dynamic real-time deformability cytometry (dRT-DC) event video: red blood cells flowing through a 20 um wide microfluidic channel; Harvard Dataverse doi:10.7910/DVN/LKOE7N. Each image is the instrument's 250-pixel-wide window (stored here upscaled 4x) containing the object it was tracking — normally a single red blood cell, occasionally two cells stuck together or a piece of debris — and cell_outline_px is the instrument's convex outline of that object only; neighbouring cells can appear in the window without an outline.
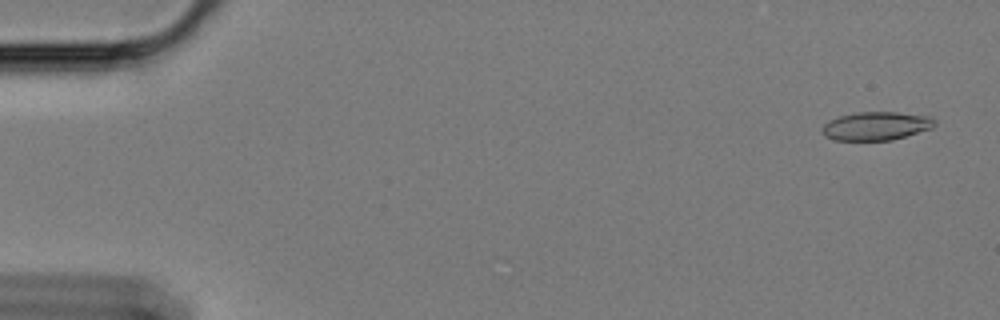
{"species": "Egyptian fruit bat (a non-hibernating species)", "species_latin": "Rousettus aegyptiacus", "temperature_condition": "cold", "stored_images_in_passage": 59, "camera_frame_rate_fps": 3000, "um_per_image_px": 0.085, "animal": {"sex": "female"}, "frame": {"image": 1, "passage_image": 3, "time_ms": 0.667, "image_size_px": [1000, 320], "cell_outline_px": [[936, 124], [932, 128], [892, 140], [836, 140], [824, 136], [824, 124], [840, 116], [856, 112], [896, 112], [932, 116], [936, 120]], "centroid_in_image_um": [74.54, 10.7], "position_along_channel_um": 10.5, "area_um2": 18.5}}
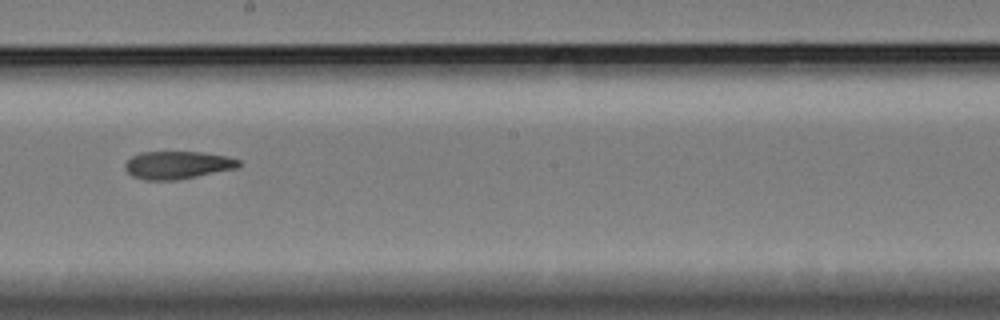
{"frame": {"image": 2, "passage_image": 34, "time_ms": 11.0, "image_size_px": [1000, 320], "cell_outline_px": [[240, 164], [236, 168], [176, 180], [144, 180], [132, 176], [124, 168], [124, 164], [132, 156], [140, 152], [200, 152], [228, 156], [240, 160]], "centroid_in_image_um": [15.06, 14.02], "position_along_channel_um": 233.1, "area_um2": 18.32}}
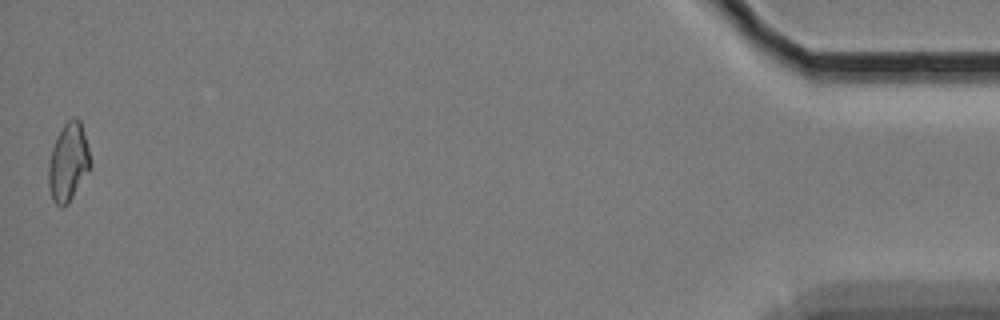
{"frame": {"image": 3, "passage_image": 59, "time_ms": 19.333, "image_size_px": [1000, 320], "cell_outline_px": [[92, 168], [68, 204], [56, 204], [52, 200], [48, 188], [48, 164], [52, 148], [64, 124], [72, 116], [80, 120], [92, 160]], "centroid_in_image_um": [5.83, 13.8], "position_along_channel_um": 429.4, "area_um2": 19.19}, "authors_computed_cell_mechanics": {"area_um2": 18.9584, "velocity_mm_per_s": 3.4045, "shape_relaxation_time_tau1_ms": null, "shape_relaxation_time_tau2_ms": 8.0848, "deformation_change_tau1": null, "deformation_change_tau2": 0.1741}}